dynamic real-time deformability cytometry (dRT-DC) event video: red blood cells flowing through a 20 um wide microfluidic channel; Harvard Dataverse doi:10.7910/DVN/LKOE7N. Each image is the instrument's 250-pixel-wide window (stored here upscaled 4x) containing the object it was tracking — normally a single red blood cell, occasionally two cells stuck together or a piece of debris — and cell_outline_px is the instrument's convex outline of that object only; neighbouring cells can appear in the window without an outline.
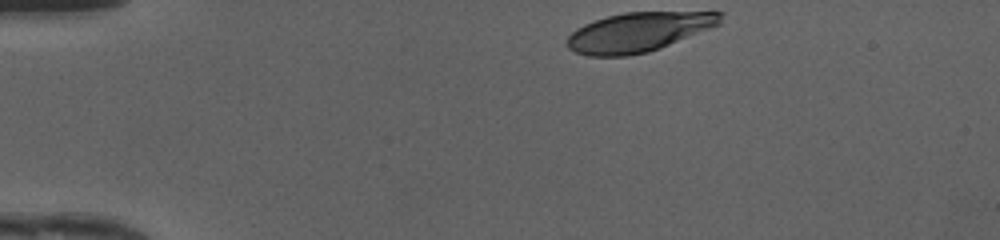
{"species": "human", "species_latin": "Homo sapiens", "temperature_condition": "cold", "stored_images_in_passage": 33, "camera_frame_rate_fps": 3000, "um_per_image_px": 0.085, "donor": {"sex": "female"}, "frame": {"image": 1, "passage_image": 1, "time_ms": 0.0, "image_size_px": [1000, 240], "cell_outline_px": [[724, 12], [720, 24], [712, 28], [660, 48], [648, 52], [628, 56], [588, 56], [576, 52], [568, 48], [568, 36], [576, 28], [584, 24], [608, 16], [624, 12]], "centroid_in_image_um": [54.29, 2.73], "position_along_channel_um": 30.7, "area_um2": 35.08}}
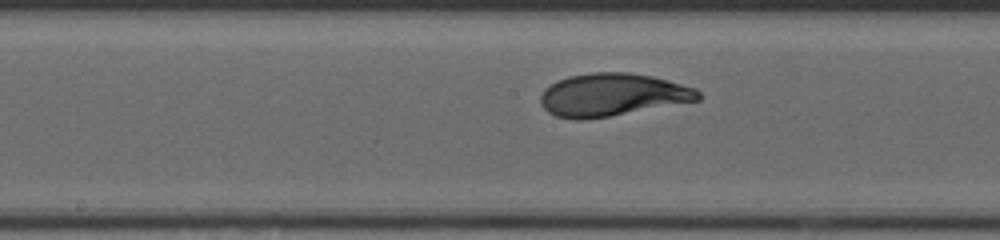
{"frame": {"image": 2, "passage_image": 18, "time_ms": 5.667, "image_size_px": [1000, 240], "cell_outline_px": [[700, 100], [608, 116], [584, 120], [576, 120], [556, 116], [548, 112], [540, 104], [540, 96], [544, 88], [568, 76], [596, 72], [628, 72], [652, 76], [668, 80], [696, 88], [700, 92]], "centroid_in_image_um": [52.03, 8.06], "position_along_channel_um": 196.2, "area_um2": 39.13}}
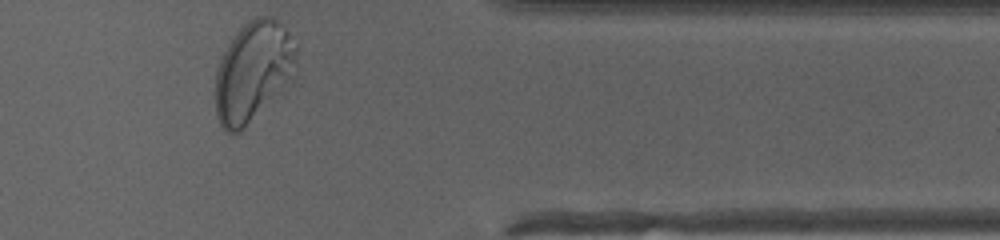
{"frame": {"image": 3, "passage_image": 33, "time_ms": 10.667, "image_size_px": [1000, 240], "cell_outline_px": [[296, 64], [292, 76], [240, 132], [228, 132], [220, 124], [216, 116], [216, 72], [220, 60], [228, 44], [236, 32], [248, 20], [256, 16], [272, 16], [288, 32], [296, 44]], "centroid_in_image_um": [21.49, 6.03], "position_along_channel_um": 389.9, "area_um2": 46.18}, "authors_computed_cell_mechanics": {"area_um2": 38.5526, "velocity_mm_per_s": 4.1581, "shape_relaxation_time_tau1_ms": 3.1034, "shape_relaxation_time_tau2_ms": null, "deformation_change_tau1": 0.1701, "deformation_change_tau2": null}}